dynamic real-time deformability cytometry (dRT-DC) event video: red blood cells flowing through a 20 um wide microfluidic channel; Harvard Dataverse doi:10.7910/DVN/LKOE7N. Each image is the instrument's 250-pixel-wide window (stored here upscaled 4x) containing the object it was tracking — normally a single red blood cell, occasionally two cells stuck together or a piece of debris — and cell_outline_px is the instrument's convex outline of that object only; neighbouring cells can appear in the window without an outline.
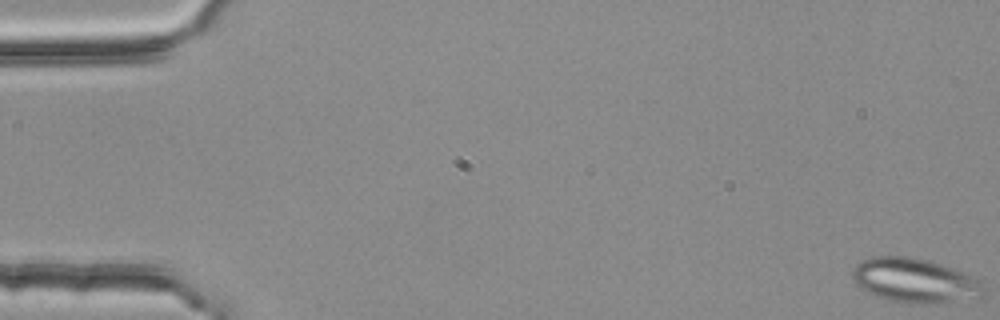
{"species": "common noctule bat (a hibernating species)", "species_latin": "Nyctalus noctula", "temperature_condition": "room temperature", "stored_images_in_passage": 14, "camera_frame_rate_fps": 3000, "um_per_image_px": 0.085, "animal": {"sex": "female", "body_mass_g": 25.1}, "frame": {"image": 1, "passage_image": 1, "time_ms": 0.0, "image_size_px": [1000, 320], "cell_outline_px": [[984, 296], [940, 304], [920, 304], [888, 300], [876, 296], [860, 288], [852, 280], [852, 272], [856, 264], [860, 260], [872, 256], [908, 256], [932, 260], [972, 276], [980, 280], [984, 288]], "centroid_in_image_um": [77.75, 23.84], "position_along_channel_um": 7.3, "area_um2": 34.39}}